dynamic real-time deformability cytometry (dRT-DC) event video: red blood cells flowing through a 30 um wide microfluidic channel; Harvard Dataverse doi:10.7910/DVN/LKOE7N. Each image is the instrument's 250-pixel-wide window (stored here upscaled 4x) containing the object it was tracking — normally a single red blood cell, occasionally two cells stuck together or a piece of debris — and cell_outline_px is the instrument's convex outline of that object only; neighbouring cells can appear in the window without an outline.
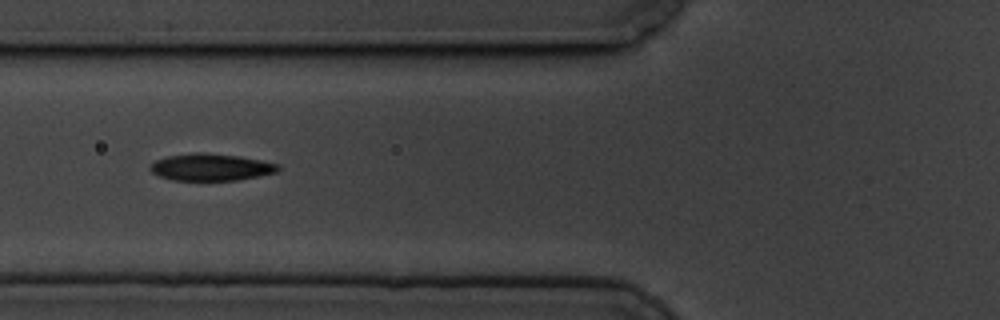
{"species": "common noctule bat (a hibernating species)", "species_latin": "Nyctalus noctula", "temperature_condition": "cold", "stored_images_in_passage": 10, "camera_frame_rate_fps": 3000, "um_per_image_px": 0.085, "animal": {"sex": "male", "body_mass_g": 19.5, "forearm_length_mm": 54.6}, "frame": {"image": 1, "passage_image": 7, "time_ms": 2.0, "image_size_px": [1000, 320], "cell_outline_px": [[280, 168], [276, 172], [236, 180], [172, 180], [160, 176], [152, 172], [148, 168], [156, 160], [168, 156], [196, 152], [204, 152], [240, 156], [280, 164]], "centroid_in_image_um": [17.92, 14.2], "position_along_channel_um": 107.9, "area_um2": 20.0}}
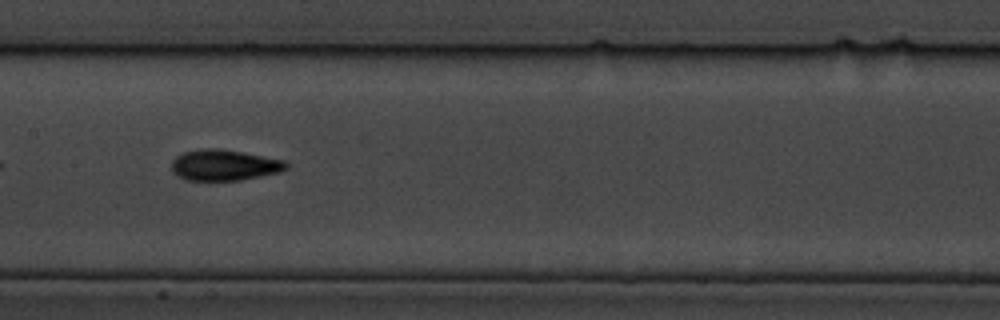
{"frame": {"image": 2, "passage_image": 9, "time_ms": 2.667, "image_size_px": [1000, 320], "cell_outline_px": [[288, 168], [280, 172], [240, 180], [188, 180], [176, 176], [172, 172], [172, 160], [176, 156], [184, 152], [208, 148], [220, 148], [244, 152], [284, 160], [288, 164]], "centroid_in_image_um": [19.06, 14.03], "position_along_channel_um": 188.3, "area_um2": 20.69}}
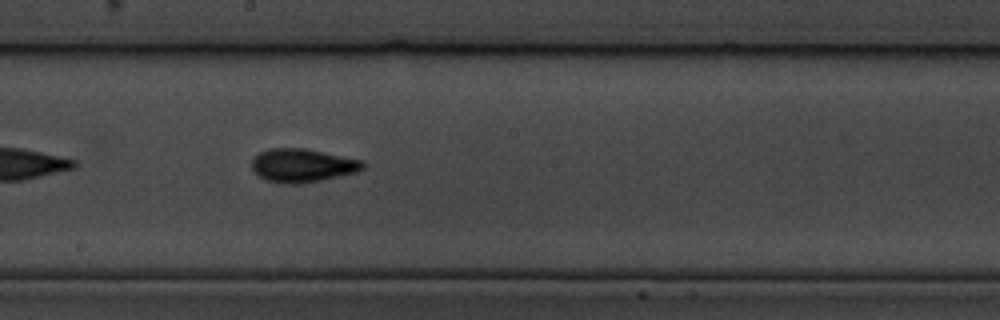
{"frame": {"image": 3, "passage_image": 10, "time_ms": 3.0, "image_size_px": [1000, 320], "cell_outline_px": [[368, 164], [364, 168], [356, 172], [340, 176], [300, 184], [288, 184], [268, 180], [260, 176], [252, 168], [252, 156], [260, 152], [272, 148], [304, 148], [364, 160]], "centroid_in_image_um": [25.75, 14.05], "position_along_channel_um": 222.5, "area_um2": 21.68}}